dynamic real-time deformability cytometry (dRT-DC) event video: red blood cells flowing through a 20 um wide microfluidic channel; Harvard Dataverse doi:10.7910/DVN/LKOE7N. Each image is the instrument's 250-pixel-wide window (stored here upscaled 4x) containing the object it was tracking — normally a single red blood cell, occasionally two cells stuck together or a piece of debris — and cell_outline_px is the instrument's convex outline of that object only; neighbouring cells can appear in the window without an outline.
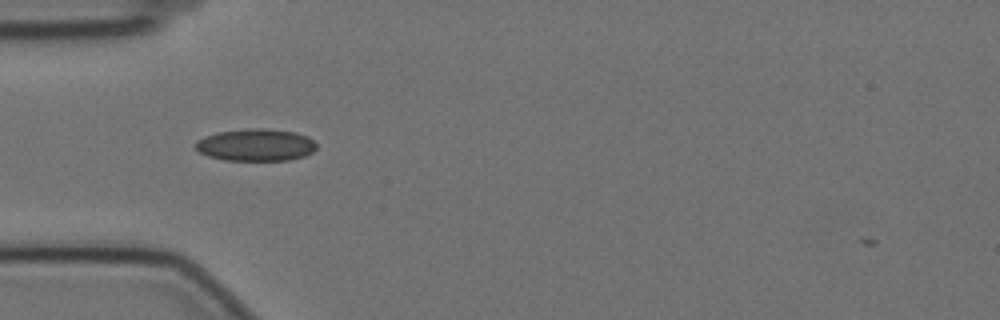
{"species": "Egyptian fruit bat (a non-hibernating species)", "species_latin": "Rousettus aegyptiacus", "temperature_condition": "cold", "stored_images_in_passage": 44, "camera_frame_rate_fps": 3000, "um_per_image_px": 0.085, "animal": {"sex": "female"}, "frame": {"image": 1, "passage_image": 3, "time_ms": 0.667, "image_size_px": [1000, 320], "cell_outline_px": [[316, 148], [312, 152], [304, 156], [288, 160], [224, 160], [208, 156], [200, 152], [196, 148], [196, 140], [204, 136], [216, 132], [248, 128], [264, 128], [296, 132], [308, 136], [316, 144]], "centroid_in_image_um": [21.74, 12.31], "position_along_channel_um": 63.3, "area_um2": 22.77}}
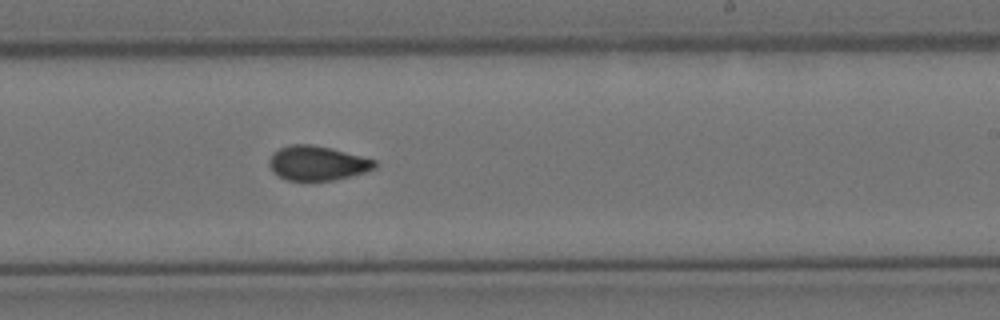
{"frame": {"image": 2, "passage_image": 20, "time_ms": 6.333, "image_size_px": [1000, 320], "cell_outline_px": [[376, 168], [364, 172], [332, 180], [288, 180], [280, 176], [268, 164], [268, 160], [272, 152], [280, 148], [292, 144], [308, 144], [328, 148], [376, 160]], "centroid_in_image_um": [26.95, 13.86], "position_along_channel_um": 262.1, "area_um2": 20.69}}
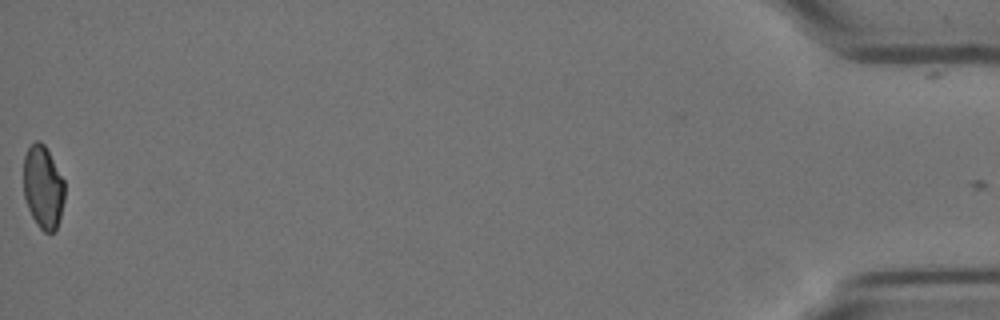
{"frame": {"image": 3, "passage_image": 43, "time_ms": 14.0, "image_size_px": [1000, 320], "cell_outline_px": [[64, 200], [60, 216], [56, 228], [52, 232], [44, 232], [36, 224], [28, 208], [24, 196], [24, 156], [28, 148], [36, 140], [40, 140], [44, 144], [64, 180]], "centroid_in_image_um": [3.65, 15.9], "position_along_channel_um": 431.5, "area_um2": 19.71}, "authors_computed_cell_mechanics": {"area_um2": 21.2704, "velocity_mm_per_s": 3.5228, "shape_relaxation_time_tau1_ms": null, "shape_relaxation_time_tau2_ms": 1.6814, "deformation_change_tau1": null, "deformation_change_tau2": 0.065}}